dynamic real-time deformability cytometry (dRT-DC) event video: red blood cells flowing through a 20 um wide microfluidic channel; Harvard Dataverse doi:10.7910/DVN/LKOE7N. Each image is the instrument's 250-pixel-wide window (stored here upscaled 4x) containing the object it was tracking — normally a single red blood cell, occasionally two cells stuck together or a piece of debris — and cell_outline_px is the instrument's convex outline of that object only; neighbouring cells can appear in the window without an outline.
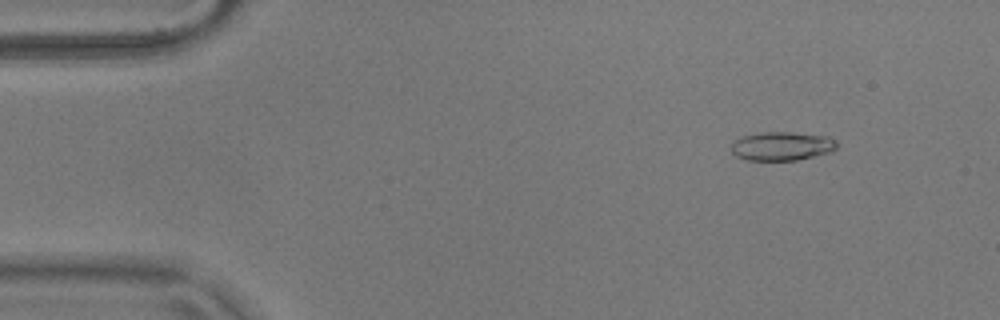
{"species": "common noctule bat (a hibernating species)", "species_latin": "Nyctalus noctula", "temperature_condition": "warm", "stored_images_in_passage": 55, "camera_frame_rate_fps": 3000, "um_per_image_px": 0.085, "animal": {"sex": "male", "body_mass_g": 17.9}, "frame": {"image": 1, "passage_image": 6, "time_ms": 1.667, "image_size_px": [1000, 320], "cell_outline_px": [[836, 148], [832, 152], [796, 160], [748, 160], [736, 156], [732, 152], [732, 140], [740, 136], [760, 132], [792, 132], [828, 136], [836, 140]], "centroid_in_image_um": [66.44, 12.41], "position_along_channel_um": 18.6, "area_um2": 17.86}}
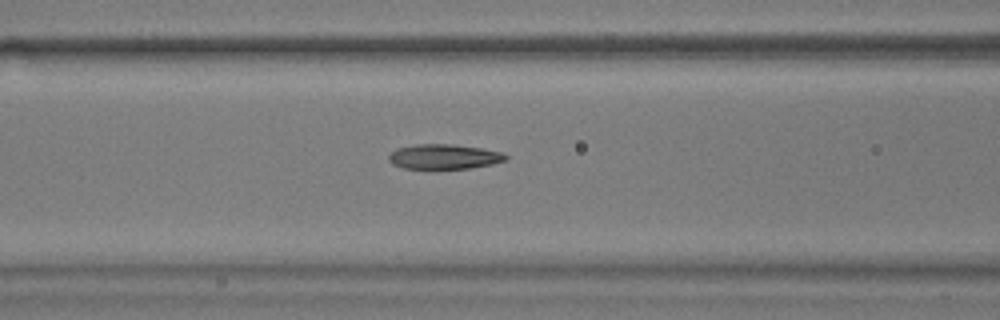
{"frame": {"image": 2, "passage_image": 22, "time_ms": 7.0, "image_size_px": [1000, 320], "cell_outline_px": [[508, 160], [492, 164], [472, 168], [404, 168], [392, 164], [388, 160], [388, 156], [396, 148], [416, 144], [452, 144], [480, 148], [500, 152], [508, 156]], "centroid_in_image_um": [37.74, 13.31], "position_along_channel_um": 128.9, "area_um2": 16.88}}
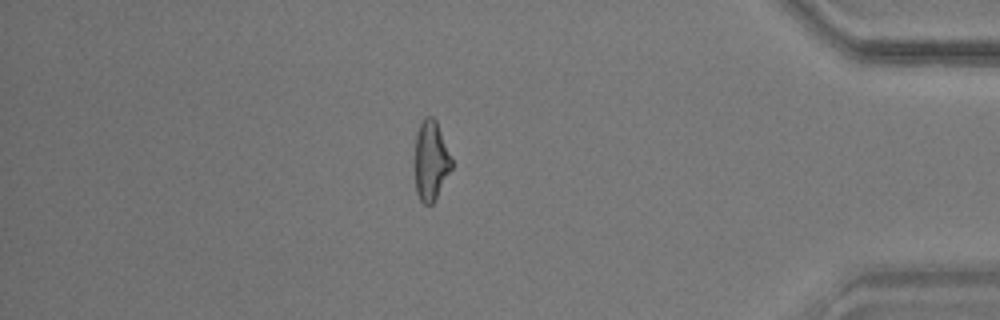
{"frame": {"image": 3, "passage_image": 47, "time_ms": 15.333, "image_size_px": [1000, 320], "cell_outline_px": [[452, 168], [432, 204], [424, 204], [420, 200], [416, 192], [416, 132], [424, 116], [432, 116], [436, 120], [452, 160]], "centroid_in_image_um": [36.63, 13.63], "position_along_channel_um": 398.6, "area_um2": 16.7}, "authors_computed_cell_mechanics": {"area_um2": 17.629, "velocity_mm_per_s": 3.6759, "shape_relaxation_time_tau1_ms": 9.1976, "shape_relaxation_time_tau2_ms": 2.2457, "deformation_change_tau1": 0.2585, "deformation_change_tau2": 0.1115}}